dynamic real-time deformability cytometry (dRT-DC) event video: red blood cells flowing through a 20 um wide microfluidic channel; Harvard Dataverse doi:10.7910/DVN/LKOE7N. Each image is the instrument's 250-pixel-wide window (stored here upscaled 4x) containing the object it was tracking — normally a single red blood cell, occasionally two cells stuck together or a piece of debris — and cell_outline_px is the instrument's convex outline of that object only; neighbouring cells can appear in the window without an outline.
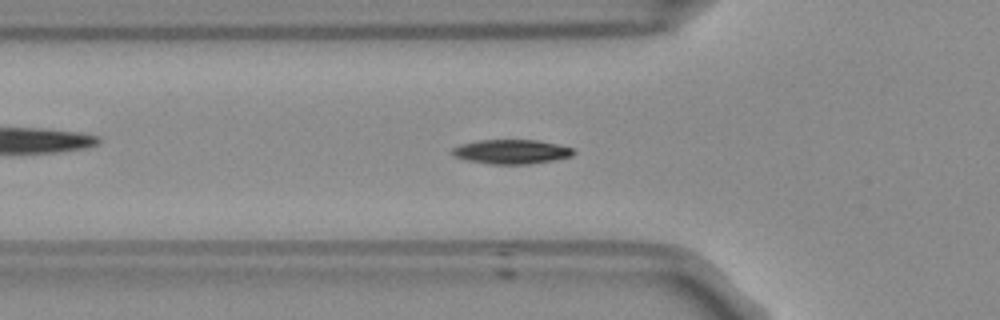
{"species": "Egyptian fruit bat (a non-hibernating species)", "species_latin": "Rousettus aegyptiacus", "temperature_condition": "room temperature", "stored_images_in_passage": 54, "camera_frame_rate_fps": 3000, "um_per_image_px": 0.085, "frame": {"image": 1, "passage_image": 17, "time_ms": 5.333, "image_size_px": [1000, 320], "cell_outline_px": [[576, 152], [572, 156], [552, 160], [528, 164], [488, 164], [468, 160], [456, 156], [452, 152], [452, 148], [460, 144], [480, 140], [536, 140], [556, 144], [572, 148]], "centroid_in_image_um": [43.47, 12.89], "position_along_channel_um": 82.3, "area_um2": 16.99}}
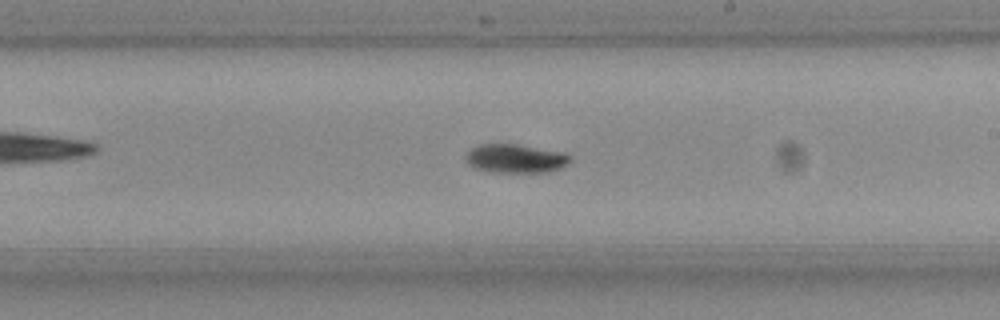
{"frame": {"image": 2, "passage_image": 30, "time_ms": 9.667, "image_size_px": [1000, 320], "cell_outline_px": [[572, 160], [568, 164], [552, 172], [492, 172], [476, 168], [468, 164], [468, 152], [472, 148], [480, 144], [516, 144], [564, 152], [572, 156]], "centroid_in_image_um": [43.9, 13.48], "position_along_channel_um": 245.1, "area_um2": 17.46}}
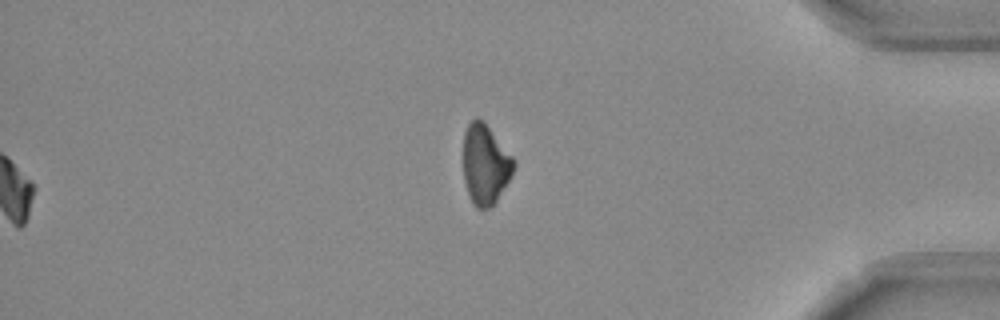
{"frame": {"image": 3, "passage_image": 54, "time_ms": 17.667, "image_size_px": [1000, 320], "cell_outline_px": [[516, 164], [508, 180], [496, 200], [488, 208], [476, 208], [472, 204], [464, 180], [464, 132], [468, 124], [476, 116], [480, 116], [484, 120], [512, 156]], "centroid_in_image_um": [41.23, 13.92], "position_along_channel_um": 394.0, "area_um2": 23.35}, "authors_computed_cell_mechanics": {"area_um2": 16.8198, "velocity_mm_per_s": 3.7414, "shape_relaxation_time_tau1_ms": 2.1563, "shape_relaxation_time_tau2_ms": null, "deformation_change_tau1": 0.0965, "deformation_change_tau2": null}}